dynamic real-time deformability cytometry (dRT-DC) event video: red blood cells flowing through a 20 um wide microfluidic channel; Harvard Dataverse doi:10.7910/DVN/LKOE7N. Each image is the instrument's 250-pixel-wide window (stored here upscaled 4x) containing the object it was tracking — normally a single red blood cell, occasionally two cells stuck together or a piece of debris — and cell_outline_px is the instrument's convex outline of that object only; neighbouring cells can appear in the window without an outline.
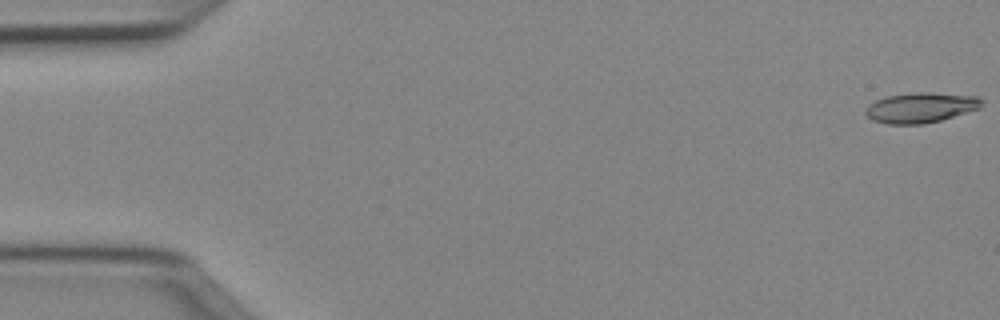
{"species": "Egyptian fruit bat (a non-hibernating species)", "species_latin": "Rousettus aegyptiacus", "temperature_condition": "cold", "stored_images_in_passage": 50, "camera_frame_rate_fps": 3000, "um_per_image_px": 0.085, "animal": {"sex": "female"}, "frame": {"image": 1, "passage_image": 1, "time_ms": 0.0, "image_size_px": [1000, 320], "cell_outline_px": [[984, 100], [980, 108], [940, 120], [924, 124], [888, 124], [872, 120], [864, 112], [868, 104], [884, 96], [920, 92], [932, 92], [976, 96]], "centroid_in_image_um": [78.25, 9.14], "position_along_channel_um": 6.8, "area_um2": 20.46}}
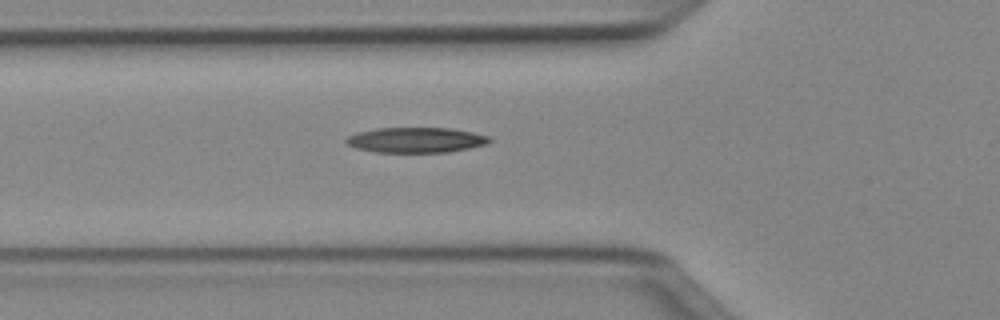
{"frame": {"image": 2, "passage_image": 18, "time_ms": 5.667, "image_size_px": [1000, 320], "cell_outline_px": [[492, 140], [488, 144], [448, 152], [376, 152], [356, 148], [348, 144], [344, 140], [348, 136], [356, 132], [376, 128], [452, 128], [492, 136]], "centroid_in_image_um": [35.38, 11.89], "position_along_channel_um": 90.4, "area_um2": 21.21}}
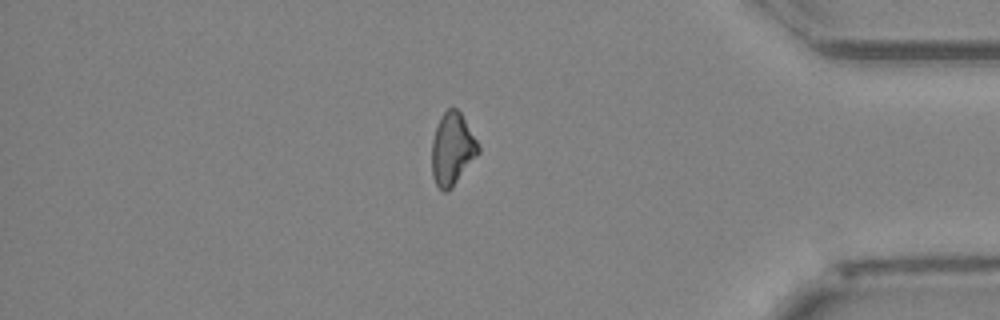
{"frame": {"image": 3, "passage_image": 43, "time_ms": 14.0, "image_size_px": [1000, 320], "cell_outline_px": [[480, 152], [452, 188], [444, 192], [436, 184], [432, 176], [432, 140], [440, 116], [448, 108], [456, 108], [460, 112], [476, 140], [480, 148]], "centroid_in_image_um": [38.43, 12.68], "position_along_channel_um": 396.8, "area_um2": 19.42}, "authors_computed_cell_mechanics": {"area_um2": 20.3167, "velocity_mm_per_s": 4.0494, "shape_relaxation_time_tau1_ms": 6.0191, "shape_relaxation_time_tau2_ms": null, "deformation_change_tau1": 0.1663, "deformation_change_tau2": null}}